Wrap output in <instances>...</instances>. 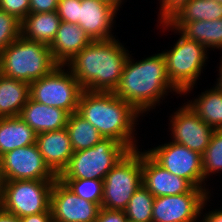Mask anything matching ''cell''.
I'll list each match as a JSON object with an SVG mask.
<instances>
[{
	"mask_svg": "<svg viewBox=\"0 0 222 222\" xmlns=\"http://www.w3.org/2000/svg\"><path fill=\"white\" fill-rule=\"evenodd\" d=\"M78 197L101 206L103 198V180L96 179H60Z\"/></svg>",
	"mask_w": 222,
	"mask_h": 222,
	"instance_id": "f1b7e54d",
	"label": "cell"
},
{
	"mask_svg": "<svg viewBox=\"0 0 222 222\" xmlns=\"http://www.w3.org/2000/svg\"><path fill=\"white\" fill-rule=\"evenodd\" d=\"M95 222H128L124 211L109 210L101 207Z\"/></svg>",
	"mask_w": 222,
	"mask_h": 222,
	"instance_id": "836d02e7",
	"label": "cell"
},
{
	"mask_svg": "<svg viewBox=\"0 0 222 222\" xmlns=\"http://www.w3.org/2000/svg\"><path fill=\"white\" fill-rule=\"evenodd\" d=\"M37 133L19 116L0 118V156L36 143Z\"/></svg>",
	"mask_w": 222,
	"mask_h": 222,
	"instance_id": "7402d4cb",
	"label": "cell"
},
{
	"mask_svg": "<svg viewBox=\"0 0 222 222\" xmlns=\"http://www.w3.org/2000/svg\"><path fill=\"white\" fill-rule=\"evenodd\" d=\"M58 0H30V13L57 11Z\"/></svg>",
	"mask_w": 222,
	"mask_h": 222,
	"instance_id": "e575fe53",
	"label": "cell"
},
{
	"mask_svg": "<svg viewBox=\"0 0 222 222\" xmlns=\"http://www.w3.org/2000/svg\"><path fill=\"white\" fill-rule=\"evenodd\" d=\"M201 222H222V209H216L215 211H209L203 215Z\"/></svg>",
	"mask_w": 222,
	"mask_h": 222,
	"instance_id": "8d00e7d4",
	"label": "cell"
},
{
	"mask_svg": "<svg viewBox=\"0 0 222 222\" xmlns=\"http://www.w3.org/2000/svg\"><path fill=\"white\" fill-rule=\"evenodd\" d=\"M161 145L145 151L167 171L185 178L194 187L203 188L208 194H211L205 187L202 155L199 152L174 141Z\"/></svg>",
	"mask_w": 222,
	"mask_h": 222,
	"instance_id": "30bf717a",
	"label": "cell"
},
{
	"mask_svg": "<svg viewBox=\"0 0 222 222\" xmlns=\"http://www.w3.org/2000/svg\"><path fill=\"white\" fill-rule=\"evenodd\" d=\"M0 222H20V219L2 208L0 209Z\"/></svg>",
	"mask_w": 222,
	"mask_h": 222,
	"instance_id": "74e56055",
	"label": "cell"
},
{
	"mask_svg": "<svg viewBox=\"0 0 222 222\" xmlns=\"http://www.w3.org/2000/svg\"><path fill=\"white\" fill-rule=\"evenodd\" d=\"M117 10L100 0H81L79 5L78 25L95 40H108L114 38V19Z\"/></svg>",
	"mask_w": 222,
	"mask_h": 222,
	"instance_id": "2e32d148",
	"label": "cell"
},
{
	"mask_svg": "<svg viewBox=\"0 0 222 222\" xmlns=\"http://www.w3.org/2000/svg\"><path fill=\"white\" fill-rule=\"evenodd\" d=\"M101 206L78 197L60 179H56L50 195L53 222H95Z\"/></svg>",
	"mask_w": 222,
	"mask_h": 222,
	"instance_id": "4fadbf2b",
	"label": "cell"
},
{
	"mask_svg": "<svg viewBox=\"0 0 222 222\" xmlns=\"http://www.w3.org/2000/svg\"><path fill=\"white\" fill-rule=\"evenodd\" d=\"M190 0H160L158 22H168Z\"/></svg>",
	"mask_w": 222,
	"mask_h": 222,
	"instance_id": "d6a6232c",
	"label": "cell"
},
{
	"mask_svg": "<svg viewBox=\"0 0 222 222\" xmlns=\"http://www.w3.org/2000/svg\"><path fill=\"white\" fill-rule=\"evenodd\" d=\"M210 196L203 188L194 187L188 193L155 197L152 222H199Z\"/></svg>",
	"mask_w": 222,
	"mask_h": 222,
	"instance_id": "8fae6325",
	"label": "cell"
},
{
	"mask_svg": "<svg viewBox=\"0 0 222 222\" xmlns=\"http://www.w3.org/2000/svg\"><path fill=\"white\" fill-rule=\"evenodd\" d=\"M60 23L61 19L57 11L29 13L21 21V36L50 46L56 37Z\"/></svg>",
	"mask_w": 222,
	"mask_h": 222,
	"instance_id": "44dd1931",
	"label": "cell"
},
{
	"mask_svg": "<svg viewBox=\"0 0 222 222\" xmlns=\"http://www.w3.org/2000/svg\"><path fill=\"white\" fill-rule=\"evenodd\" d=\"M66 128L74 152L91 148L104 139L99 131L77 112L69 114Z\"/></svg>",
	"mask_w": 222,
	"mask_h": 222,
	"instance_id": "d4e9b609",
	"label": "cell"
},
{
	"mask_svg": "<svg viewBox=\"0 0 222 222\" xmlns=\"http://www.w3.org/2000/svg\"><path fill=\"white\" fill-rule=\"evenodd\" d=\"M93 40L78 25L61 21L57 34L49 46L52 58L58 65H66Z\"/></svg>",
	"mask_w": 222,
	"mask_h": 222,
	"instance_id": "ac0fdd59",
	"label": "cell"
},
{
	"mask_svg": "<svg viewBox=\"0 0 222 222\" xmlns=\"http://www.w3.org/2000/svg\"><path fill=\"white\" fill-rule=\"evenodd\" d=\"M115 8L117 11L121 8L124 0H100ZM120 7V8H119Z\"/></svg>",
	"mask_w": 222,
	"mask_h": 222,
	"instance_id": "f35d334b",
	"label": "cell"
},
{
	"mask_svg": "<svg viewBox=\"0 0 222 222\" xmlns=\"http://www.w3.org/2000/svg\"><path fill=\"white\" fill-rule=\"evenodd\" d=\"M129 151L103 180L101 207L124 211L130 198L142 185V151Z\"/></svg>",
	"mask_w": 222,
	"mask_h": 222,
	"instance_id": "52a82bcc",
	"label": "cell"
},
{
	"mask_svg": "<svg viewBox=\"0 0 222 222\" xmlns=\"http://www.w3.org/2000/svg\"><path fill=\"white\" fill-rule=\"evenodd\" d=\"M171 115L169 129L172 141L202 155L215 129L202 121L187 102Z\"/></svg>",
	"mask_w": 222,
	"mask_h": 222,
	"instance_id": "5bb4252c",
	"label": "cell"
},
{
	"mask_svg": "<svg viewBox=\"0 0 222 222\" xmlns=\"http://www.w3.org/2000/svg\"><path fill=\"white\" fill-rule=\"evenodd\" d=\"M49 168L59 176L67 167L74 150L67 128L38 133L35 143Z\"/></svg>",
	"mask_w": 222,
	"mask_h": 222,
	"instance_id": "e0dca14e",
	"label": "cell"
},
{
	"mask_svg": "<svg viewBox=\"0 0 222 222\" xmlns=\"http://www.w3.org/2000/svg\"><path fill=\"white\" fill-rule=\"evenodd\" d=\"M162 30L175 31L180 35L173 47L162 51L170 83L183 95L192 91L208 59V51L202 44L188 39L168 22L160 23Z\"/></svg>",
	"mask_w": 222,
	"mask_h": 222,
	"instance_id": "5b68a950",
	"label": "cell"
},
{
	"mask_svg": "<svg viewBox=\"0 0 222 222\" xmlns=\"http://www.w3.org/2000/svg\"><path fill=\"white\" fill-rule=\"evenodd\" d=\"M213 1L222 4V0H213Z\"/></svg>",
	"mask_w": 222,
	"mask_h": 222,
	"instance_id": "7bdbcfd3",
	"label": "cell"
},
{
	"mask_svg": "<svg viewBox=\"0 0 222 222\" xmlns=\"http://www.w3.org/2000/svg\"><path fill=\"white\" fill-rule=\"evenodd\" d=\"M222 58V57H221ZM219 68V78H217V83L215 84L216 86H218L220 89H222V59Z\"/></svg>",
	"mask_w": 222,
	"mask_h": 222,
	"instance_id": "ab89813d",
	"label": "cell"
},
{
	"mask_svg": "<svg viewBox=\"0 0 222 222\" xmlns=\"http://www.w3.org/2000/svg\"><path fill=\"white\" fill-rule=\"evenodd\" d=\"M0 10L22 21L30 13V0H0Z\"/></svg>",
	"mask_w": 222,
	"mask_h": 222,
	"instance_id": "1f68e13d",
	"label": "cell"
},
{
	"mask_svg": "<svg viewBox=\"0 0 222 222\" xmlns=\"http://www.w3.org/2000/svg\"><path fill=\"white\" fill-rule=\"evenodd\" d=\"M142 185L154 197L190 192L194 186L158 164L145 150L142 152Z\"/></svg>",
	"mask_w": 222,
	"mask_h": 222,
	"instance_id": "9a60e30c",
	"label": "cell"
},
{
	"mask_svg": "<svg viewBox=\"0 0 222 222\" xmlns=\"http://www.w3.org/2000/svg\"><path fill=\"white\" fill-rule=\"evenodd\" d=\"M19 117L38 134L65 128L69 113L30 98L23 106Z\"/></svg>",
	"mask_w": 222,
	"mask_h": 222,
	"instance_id": "d6986e66",
	"label": "cell"
},
{
	"mask_svg": "<svg viewBox=\"0 0 222 222\" xmlns=\"http://www.w3.org/2000/svg\"><path fill=\"white\" fill-rule=\"evenodd\" d=\"M222 18V4L213 0H190L168 22H191Z\"/></svg>",
	"mask_w": 222,
	"mask_h": 222,
	"instance_id": "484cf974",
	"label": "cell"
},
{
	"mask_svg": "<svg viewBox=\"0 0 222 222\" xmlns=\"http://www.w3.org/2000/svg\"><path fill=\"white\" fill-rule=\"evenodd\" d=\"M29 99L30 85L27 82L0 73V118L19 116Z\"/></svg>",
	"mask_w": 222,
	"mask_h": 222,
	"instance_id": "603a6c76",
	"label": "cell"
},
{
	"mask_svg": "<svg viewBox=\"0 0 222 222\" xmlns=\"http://www.w3.org/2000/svg\"><path fill=\"white\" fill-rule=\"evenodd\" d=\"M57 66L48 45L22 36L0 53V73L28 84L48 75Z\"/></svg>",
	"mask_w": 222,
	"mask_h": 222,
	"instance_id": "277c9868",
	"label": "cell"
},
{
	"mask_svg": "<svg viewBox=\"0 0 222 222\" xmlns=\"http://www.w3.org/2000/svg\"><path fill=\"white\" fill-rule=\"evenodd\" d=\"M4 183H5V179H4V175H3V171H2V159L0 156V190L1 191H2Z\"/></svg>",
	"mask_w": 222,
	"mask_h": 222,
	"instance_id": "60d3db41",
	"label": "cell"
},
{
	"mask_svg": "<svg viewBox=\"0 0 222 222\" xmlns=\"http://www.w3.org/2000/svg\"><path fill=\"white\" fill-rule=\"evenodd\" d=\"M19 219L20 222H53L51 212H42L35 215H28Z\"/></svg>",
	"mask_w": 222,
	"mask_h": 222,
	"instance_id": "d590c367",
	"label": "cell"
},
{
	"mask_svg": "<svg viewBox=\"0 0 222 222\" xmlns=\"http://www.w3.org/2000/svg\"><path fill=\"white\" fill-rule=\"evenodd\" d=\"M65 68V65H58L48 75L29 84L30 98L72 114L77 112L83 88L69 69Z\"/></svg>",
	"mask_w": 222,
	"mask_h": 222,
	"instance_id": "ba28073f",
	"label": "cell"
},
{
	"mask_svg": "<svg viewBox=\"0 0 222 222\" xmlns=\"http://www.w3.org/2000/svg\"><path fill=\"white\" fill-rule=\"evenodd\" d=\"M214 86L187 103L207 125L222 129V89Z\"/></svg>",
	"mask_w": 222,
	"mask_h": 222,
	"instance_id": "cb8c5ba5",
	"label": "cell"
},
{
	"mask_svg": "<svg viewBox=\"0 0 222 222\" xmlns=\"http://www.w3.org/2000/svg\"><path fill=\"white\" fill-rule=\"evenodd\" d=\"M129 57L123 68L119 84L113 93L132 105L141 115L155 109L168 93L182 95L169 81L165 57L153 54L139 61Z\"/></svg>",
	"mask_w": 222,
	"mask_h": 222,
	"instance_id": "7a4b0ae2",
	"label": "cell"
},
{
	"mask_svg": "<svg viewBox=\"0 0 222 222\" xmlns=\"http://www.w3.org/2000/svg\"><path fill=\"white\" fill-rule=\"evenodd\" d=\"M81 0H58L57 13L61 21L78 24Z\"/></svg>",
	"mask_w": 222,
	"mask_h": 222,
	"instance_id": "4dcf8cb0",
	"label": "cell"
},
{
	"mask_svg": "<svg viewBox=\"0 0 222 222\" xmlns=\"http://www.w3.org/2000/svg\"><path fill=\"white\" fill-rule=\"evenodd\" d=\"M118 39L95 40L65 66L83 90L113 92L119 84L129 51Z\"/></svg>",
	"mask_w": 222,
	"mask_h": 222,
	"instance_id": "6da1fadb",
	"label": "cell"
},
{
	"mask_svg": "<svg viewBox=\"0 0 222 222\" xmlns=\"http://www.w3.org/2000/svg\"><path fill=\"white\" fill-rule=\"evenodd\" d=\"M2 208L1 190H0V209Z\"/></svg>",
	"mask_w": 222,
	"mask_h": 222,
	"instance_id": "b9f144b4",
	"label": "cell"
},
{
	"mask_svg": "<svg viewBox=\"0 0 222 222\" xmlns=\"http://www.w3.org/2000/svg\"><path fill=\"white\" fill-rule=\"evenodd\" d=\"M202 169L204 180L209 179L211 174L222 171V129L214 130L210 143L202 154Z\"/></svg>",
	"mask_w": 222,
	"mask_h": 222,
	"instance_id": "83f0119b",
	"label": "cell"
},
{
	"mask_svg": "<svg viewBox=\"0 0 222 222\" xmlns=\"http://www.w3.org/2000/svg\"><path fill=\"white\" fill-rule=\"evenodd\" d=\"M21 21L0 10V53L21 36Z\"/></svg>",
	"mask_w": 222,
	"mask_h": 222,
	"instance_id": "f546056e",
	"label": "cell"
},
{
	"mask_svg": "<svg viewBox=\"0 0 222 222\" xmlns=\"http://www.w3.org/2000/svg\"><path fill=\"white\" fill-rule=\"evenodd\" d=\"M188 39L208 48L222 49V18L215 20H198L191 22H168Z\"/></svg>",
	"mask_w": 222,
	"mask_h": 222,
	"instance_id": "ffe728a7",
	"label": "cell"
},
{
	"mask_svg": "<svg viewBox=\"0 0 222 222\" xmlns=\"http://www.w3.org/2000/svg\"><path fill=\"white\" fill-rule=\"evenodd\" d=\"M55 180L5 181L2 191V209L22 218L50 211V195Z\"/></svg>",
	"mask_w": 222,
	"mask_h": 222,
	"instance_id": "9c48e42d",
	"label": "cell"
},
{
	"mask_svg": "<svg viewBox=\"0 0 222 222\" xmlns=\"http://www.w3.org/2000/svg\"><path fill=\"white\" fill-rule=\"evenodd\" d=\"M77 113L90 122L103 138H113L130 151L139 148L134 132L136 124H139L137 119L142 115L113 92L83 90Z\"/></svg>",
	"mask_w": 222,
	"mask_h": 222,
	"instance_id": "3957f363",
	"label": "cell"
},
{
	"mask_svg": "<svg viewBox=\"0 0 222 222\" xmlns=\"http://www.w3.org/2000/svg\"><path fill=\"white\" fill-rule=\"evenodd\" d=\"M155 197L141 185L130 198L124 213L130 222H152Z\"/></svg>",
	"mask_w": 222,
	"mask_h": 222,
	"instance_id": "4316f807",
	"label": "cell"
},
{
	"mask_svg": "<svg viewBox=\"0 0 222 222\" xmlns=\"http://www.w3.org/2000/svg\"><path fill=\"white\" fill-rule=\"evenodd\" d=\"M1 159L5 181L58 178L44 161L36 144L16 148L2 155Z\"/></svg>",
	"mask_w": 222,
	"mask_h": 222,
	"instance_id": "7c38bea8",
	"label": "cell"
},
{
	"mask_svg": "<svg viewBox=\"0 0 222 222\" xmlns=\"http://www.w3.org/2000/svg\"><path fill=\"white\" fill-rule=\"evenodd\" d=\"M130 150L113 138H104L93 147L75 151L58 179L104 180L106 174Z\"/></svg>",
	"mask_w": 222,
	"mask_h": 222,
	"instance_id": "8992f818",
	"label": "cell"
}]
</instances>
